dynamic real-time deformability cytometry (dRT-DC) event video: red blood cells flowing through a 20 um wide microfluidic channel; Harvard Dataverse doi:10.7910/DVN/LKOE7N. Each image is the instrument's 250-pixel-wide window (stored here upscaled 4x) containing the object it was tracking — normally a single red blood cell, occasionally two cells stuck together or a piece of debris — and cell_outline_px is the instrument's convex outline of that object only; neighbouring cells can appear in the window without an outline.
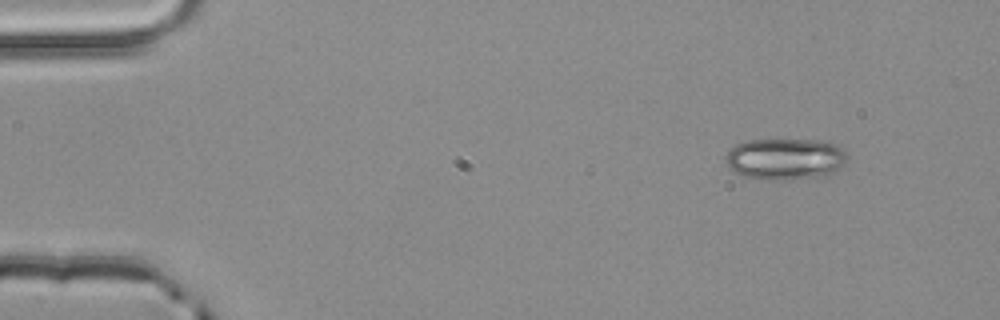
{"species": "common noctule bat (a hibernating species)", "species_latin": "Nyctalus noctula", "temperature_condition": "room temperature", "stored_images_in_passage": 3, "camera_frame_rate_fps": 3000, "um_per_image_px": 0.085, "animal": {"sex": "male", "body_mass_g": 20.4}, "frame": {"image": 1, "passage_image": 3, "time_ms": 0.667, "image_size_px": [1000, 320], "cell_outline_px": [[848, 160], [836, 172], [828, 176], [780, 180], [764, 180], [744, 176], [728, 168], [724, 160], [724, 156], [736, 144], [748, 140], [816, 140], [836, 144], [848, 152]], "centroid_in_image_um": [66.78, 13.52], "position_along_channel_um": 18.2, "area_um2": 29.88}}